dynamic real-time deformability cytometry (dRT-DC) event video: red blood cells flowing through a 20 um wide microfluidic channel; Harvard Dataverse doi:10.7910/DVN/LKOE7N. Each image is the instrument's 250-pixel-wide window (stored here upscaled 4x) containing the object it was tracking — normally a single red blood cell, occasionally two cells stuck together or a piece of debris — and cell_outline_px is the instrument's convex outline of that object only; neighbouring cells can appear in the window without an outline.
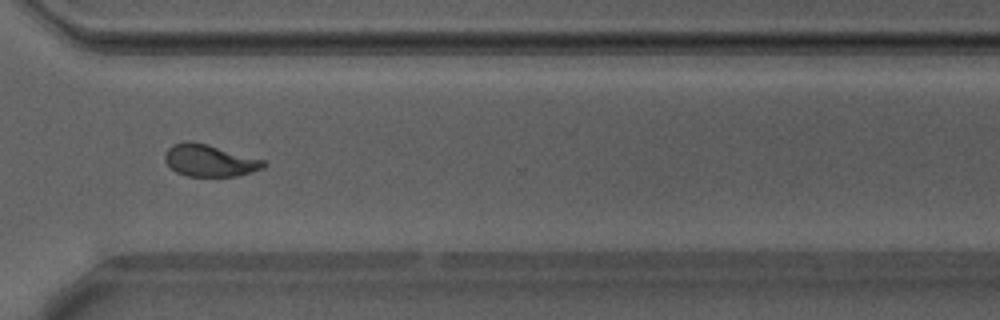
{"species": "Egyptian fruit bat (a non-hibernating species)", "species_latin": "Rousettus aegyptiacus", "temperature_condition": "warm", "stored_images_in_passage": 50, "camera_frame_rate_fps": 3000, "um_per_image_px": 0.085, "animal": {"sex": "male"}, "frame": {"image": 1, "passage_image": 36, "time_ms": 11.667, "image_size_px": [1000, 320], "cell_outline_px": [[268, 164], [264, 168], [236, 176], [188, 176], [176, 172], [164, 160], [164, 152], [172, 144], [188, 140], [192, 140], [208, 144], [264, 160]], "centroid_in_image_um": [17.79, 13.63], "position_along_channel_um": 352.8, "area_um2": 18.5}, "authors_computed_cell_mechanics": {"area_um2": 18.207, "velocity_mm_per_s": 3.8714, "shape_relaxation_time_tau1_ms": 4.6869, "shape_relaxation_time_tau2_ms": 1.0993, "deformation_change_tau1": 0.1605, "deformation_change_tau2": 0.0786}}